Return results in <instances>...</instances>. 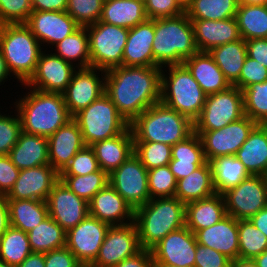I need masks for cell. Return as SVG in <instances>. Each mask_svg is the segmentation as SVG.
Segmentation results:
<instances>
[{
    "label": "cell",
    "mask_w": 267,
    "mask_h": 267,
    "mask_svg": "<svg viewBox=\"0 0 267 267\" xmlns=\"http://www.w3.org/2000/svg\"><path fill=\"white\" fill-rule=\"evenodd\" d=\"M153 267H175V266H170V265L163 264V263H154Z\"/></svg>",
    "instance_id": "69"
},
{
    "label": "cell",
    "mask_w": 267,
    "mask_h": 267,
    "mask_svg": "<svg viewBox=\"0 0 267 267\" xmlns=\"http://www.w3.org/2000/svg\"><path fill=\"white\" fill-rule=\"evenodd\" d=\"M192 0H176V2L184 9L186 10L190 3H191Z\"/></svg>",
    "instance_id": "68"
},
{
    "label": "cell",
    "mask_w": 267,
    "mask_h": 267,
    "mask_svg": "<svg viewBox=\"0 0 267 267\" xmlns=\"http://www.w3.org/2000/svg\"><path fill=\"white\" fill-rule=\"evenodd\" d=\"M100 169L97 158L90 146H85L70 160L60 175H87Z\"/></svg>",
    "instance_id": "50"
},
{
    "label": "cell",
    "mask_w": 267,
    "mask_h": 267,
    "mask_svg": "<svg viewBox=\"0 0 267 267\" xmlns=\"http://www.w3.org/2000/svg\"><path fill=\"white\" fill-rule=\"evenodd\" d=\"M151 250L141 249L137 254L124 259L114 267H153Z\"/></svg>",
    "instance_id": "58"
},
{
    "label": "cell",
    "mask_w": 267,
    "mask_h": 267,
    "mask_svg": "<svg viewBox=\"0 0 267 267\" xmlns=\"http://www.w3.org/2000/svg\"><path fill=\"white\" fill-rule=\"evenodd\" d=\"M60 180L78 197L89 203L93 196L109 183V174L99 169L87 175H60Z\"/></svg>",
    "instance_id": "43"
},
{
    "label": "cell",
    "mask_w": 267,
    "mask_h": 267,
    "mask_svg": "<svg viewBox=\"0 0 267 267\" xmlns=\"http://www.w3.org/2000/svg\"><path fill=\"white\" fill-rule=\"evenodd\" d=\"M227 216L222 194L212 196L185 204V226L193 233L221 221Z\"/></svg>",
    "instance_id": "29"
},
{
    "label": "cell",
    "mask_w": 267,
    "mask_h": 267,
    "mask_svg": "<svg viewBox=\"0 0 267 267\" xmlns=\"http://www.w3.org/2000/svg\"><path fill=\"white\" fill-rule=\"evenodd\" d=\"M73 119L81 130L86 146L118 136L130 125L105 93L76 113Z\"/></svg>",
    "instance_id": "8"
},
{
    "label": "cell",
    "mask_w": 267,
    "mask_h": 267,
    "mask_svg": "<svg viewBox=\"0 0 267 267\" xmlns=\"http://www.w3.org/2000/svg\"><path fill=\"white\" fill-rule=\"evenodd\" d=\"M264 179V184H265V189H266V200H267V174L263 176Z\"/></svg>",
    "instance_id": "70"
},
{
    "label": "cell",
    "mask_w": 267,
    "mask_h": 267,
    "mask_svg": "<svg viewBox=\"0 0 267 267\" xmlns=\"http://www.w3.org/2000/svg\"><path fill=\"white\" fill-rule=\"evenodd\" d=\"M197 241L186 226L170 232L150 250L154 263L175 267H194Z\"/></svg>",
    "instance_id": "17"
},
{
    "label": "cell",
    "mask_w": 267,
    "mask_h": 267,
    "mask_svg": "<svg viewBox=\"0 0 267 267\" xmlns=\"http://www.w3.org/2000/svg\"><path fill=\"white\" fill-rule=\"evenodd\" d=\"M231 267H258L253 259L238 258L231 261Z\"/></svg>",
    "instance_id": "64"
},
{
    "label": "cell",
    "mask_w": 267,
    "mask_h": 267,
    "mask_svg": "<svg viewBox=\"0 0 267 267\" xmlns=\"http://www.w3.org/2000/svg\"><path fill=\"white\" fill-rule=\"evenodd\" d=\"M144 5L148 19L171 18L185 13L176 0H144Z\"/></svg>",
    "instance_id": "53"
},
{
    "label": "cell",
    "mask_w": 267,
    "mask_h": 267,
    "mask_svg": "<svg viewBox=\"0 0 267 267\" xmlns=\"http://www.w3.org/2000/svg\"><path fill=\"white\" fill-rule=\"evenodd\" d=\"M8 26V23L5 22L1 17H0V46H1V42L3 40V35L5 32L6 27Z\"/></svg>",
    "instance_id": "67"
},
{
    "label": "cell",
    "mask_w": 267,
    "mask_h": 267,
    "mask_svg": "<svg viewBox=\"0 0 267 267\" xmlns=\"http://www.w3.org/2000/svg\"><path fill=\"white\" fill-rule=\"evenodd\" d=\"M236 20L241 38H267V5H238Z\"/></svg>",
    "instance_id": "40"
},
{
    "label": "cell",
    "mask_w": 267,
    "mask_h": 267,
    "mask_svg": "<svg viewBox=\"0 0 267 267\" xmlns=\"http://www.w3.org/2000/svg\"><path fill=\"white\" fill-rule=\"evenodd\" d=\"M32 253L27 233L10 226L0 237V261L17 267Z\"/></svg>",
    "instance_id": "41"
},
{
    "label": "cell",
    "mask_w": 267,
    "mask_h": 267,
    "mask_svg": "<svg viewBox=\"0 0 267 267\" xmlns=\"http://www.w3.org/2000/svg\"><path fill=\"white\" fill-rule=\"evenodd\" d=\"M9 156L19 170L50 164L48 139L44 136L22 131Z\"/></svg>",
    "instance_id": "31"
},
{
    "label": "cell",
    "mask_w": 267,
    "mask_h": 267,
    "mask_svg": "<svg viewBox=\"0 0 267 267\" xmlns=\"http://www.w3.org/2000/svg\"><path fill=\"white\" fill-rule=\"evenodd\" d=\"M206 95L224 91L232 86L216 65L209 52L198 51L183 62Z\"/></svg>",
    "instance_id": "27"
},
{
    "label": "cell",
    "mask_w": 267,
    "mask_h": 267,
    "mask_svg": "<svg viewBox=\"0 0 267 267\" xmlns=\"http://www.w3.org/2000/svg\"><path fill=\"white\" fill-rule=\"evenodd\" d=\"M89 215L110 226L125 225L134 221V209L110 183L97 192L89 202Z\"/></svg>",
    "instance_id": "22"
},
{
    "label": "cell",
    "mask_w": 267,
    "mask_h": 267,
    "mask_svg": "<svg viewBox=\"0 0 267 267\" xmlns=\"http://www.w3.org/2000/svg\"><path fill=\"white\" fill-rule=\"evenodd\" d=\"M79 265L80 262L66 246L45 253V267H78Z\"/></svg>",
    "instance_id": "56"
},
{
    "label": "cell",
    "mask_w": 267,
    "mask_h": 267,
    "mask_svg": "<svg viewBox=\"0 0 267 267\" xmlns=\"http://www.w3.org/2000/svg\"><path fill=\"white\" fill-rule=\"evenodd\" d=\"M209 54L213 57L225 78L233 85L239 79L247 56L245 40L241 38L234 42L219 45L212 48Z\"/></svg>",
    "instance_id": "36"
},
{
    "label": "cell",
    "mask_w": 267,
    "mask_h": 267,
    "mask_svg": "<svg viewBox=\"0 0 267 267\" xmlns=\"http://www.w3.org/2000/svg\"><path fill=\"white\" fill-rule=\"evenodd\" d=\"M10 226L28 233L49 216L46 201L7 199Z\"/></svg>",
    "instance_id": "35"
},
{
    "label": "cell",
    "mask_w": 267,
    "mask_h": 267,
    "mask_svg": "<svg viewBox=\"0 0 267 267\" xmlns=\"http://www.w3.org/2000/svg\"><path fill=\"white\" fill-rule=\"evenodd\" d=\"M194 234L198 244L212 248L231 260L238 259V220L234 217L227 215L213 226L197 230Z\"/></svg>",
    "instance_id": "25"
},
{
    "label": "cell",
    "mask_w": 267,
    "mask_h": 267,
    "mask_svg": "<svg viewBox=\"0 0 267 267\" xmlns=\"http://www.w3.org/2000/svg\"><path fill=\"white\" fill-rule=\"evenodd\" d=\"M134 142H161L173 146L194 133V122L161 102L147 108L130 125Z\"/></svg>",
    "instance_id": "4"
},
{
    "label": "cell",
    "mask_w": 267,
    "mask_h": 267,
    "mask_svg": "<svg viewBox=\"0 0 267 267\" xmlns=\"http://www.w3.org/2000/svg\"><path fill=\"white\" fill-rule=\"evenodd\" d=\"M147 19L144 0H105L99 21L131 29Z\"/></svg>",
    "instance_id": "33"
},
{
    "label": "cell",
    "mask_w": 267,
    "mask_h": 267,
    "mask_svg": "<svg viewBox=\"0 0 267 267\" xmlns=\"http://www.w3.org/2000/svg\"><path fill=\"white\" fill-rule=\"evenodd\" d=\"M267 81V68L257 60L246 56L239 79L233 84L241 91L252 84Z\"/></svg>",
    "instance_id": "52"
},
{
    "label": "cell",
    "mask_w": 267,
    "mask_h": 267,
    "mask_svg": "<svg viewBox=\"0 0 267 267\" xmlns=\"http://www.w3.org/2000/svg\"><path fill=\"white\" fill-rule=\"evenodd\" d=\"M206 162L201 138L195 132L172 146L168 166L176 181L187 177Z\"/></svg>",
    "instance_id": "30"
},
{
    "label": "cell",
    "mask_w": 267,
    "mask_h": 267,
    "mask_svg": "<svg viewBox=\"0 0 267 267\" xmlns=\"http://www.w3.org/2000/svg\"><path fill=\"white\" fill-rule=\"evenodd\" d=\"M155 36V19H147L129 29L123 50L122 66L153 67L152 43Z\"/></svg>",
    "instance_id": "26"
},
{
    "label": "cell",
    "mask_w": 267,
    "mask_h": 267,
    "mask_svg": "<svg viewBox=\"0 0 267 267\" xmlns=\"http://www.w3.org/2000/svg\"><path fill=\"white\" fill-rule=\"evenodd\" d=\"M10 227L9 207L6 196L0 195V237Z\"/></svg>",
    "instance_id": "60"
},
{
    "label": "cell",
    "mask_w": 267,
    "mask_h": 267,
    "mask_svg": "<svg viewBox=\"0 0 267 267\" xmlns=\"http://www.w3.org/2000/svg\"><path fill=\"white\" fill-rule=\"evenodd\" d=\"M238 258L254 259L267 249V237L252 222L238 220Z\"/></svg>",
    "instance_id": "44"
},
{
    "label": "cell",
    "mask_w": 267,
    "mask_h": 267,
    "mask_svg": "<svg viewBox=\"0 0 267 267\" xmlns=\"http://www.w3.org/2000/svg\"><path fill=\"white\" fill-rule=\"evenodd\" d=\"M216 193L237 186L250 174L236 156H220L209 161Z\"/></svg>",
    "instance_id": "37"
},
{
    "label": "cell",
    "mask_w": 267,
    "mask_h": 267,
    "mask_svg": "<svg viewBox=\"0 0 267 267\" xmlns=\"http://www.w3.org/2000/svg\"><path fill=\"white\" fill-rule=\"evenodd\" d=\"M86 28L91 67L107 71L122 66L123 50L129 29L100 21Z\"/></svg>",
    "instance_id": "9"
},
{
    "label": "cell",
    "mask_w": 267,
    "mask_h": 267,
    "mask_svg": "<svg viewBox=\"0 0 267 267\" xmlns=\"http://www.w3.org/2000/svg\"><path fill=\"white\" fill-rule=\"evenodd\" d=\"M54 47L55 55L75 65V67H91L89 38L86 27H79L71 35L55 44Z\"/></svg>",
    "instance_id": "38"
},
{
    "label": "cell",
    "mask_w": 267,
    "mask_h": 267,
    "mask_svg": "<svg viewBox=\"0 0 267 267\" xmlns=\"http://www.w3.org/2000/svg\"><path fill=\"white\" fill-rule=\"evenodd\" d=\"M256 125L255 121L245 115L218 130L204 131L200 138L206 161L220 156H235Z\"/></svg>",
    "instance_id": "13"
},
{
    "label": "cell",
    "mask_w": 267,
    "mask_h": 267,
    "mask_svg": "<svg viewBox=\"0 0 267 267\" xmlns=\"http://www.w3.org/2000/svg\"><path fill=\"white\" fill-rule=\"evenodd\" d=\"M176 179L168 165L148 170L150 199L174 197Z\"/></svg>",
    "instance_id": "47"
},
{
    "label": "cell",
    "mask_w": 267,
    "mask_h": 267,
    "mask_svg": "<svg viewBox=\"0 0 267 267\" xmlns=\"http://www.w3.org/2000/svg\"><path fill=\"white\" fill-rule=\"evenodd\" d=\"M25 24L41 46L52 47L80 27L66 11H32Z\"/></svg>",
    "instance_id": "21"
},
{
    "label": "cell",
    "mask_w": 267,
    "mask_h": 267,
    "mask_svg": "<svg viewBox=\"0 0 267 267\" xmlns=\"http://www.w3.org/2000/svg\"><path fill=\"white\" fill-rule=\"evenodd\" d=\"M267 237V206L249 219Z\"/></svg>",
    "instance_id": "61"
},
{
    "label": "cell",
    "mask_w": 267,
    "mask_h": 267,
    "mask_svg": "<svg viewBox=\"0 0 267 267\" xmlns=\"http://www.w3.org/2000/svg\"><path fill=\"white\" fill-rule=\"evenodd\" d=\"M103 2V0H68L66 12L80 27H86L100 20Z\"/></svg>",
    "instance_id": "48"
},
{
    "label": "cell",
    "mask_w": 267,
    "mask_h": 267,
    "mask_svg": "<svg viewBox=\"0 0 267 267\" xmlns=\"http://www.w3.org/2000/svg\"><path fill=\"white\" fill-rule=\"evenodd\" d=\"M141 249L134 221L125 225L110 226L92 265L114 267L124 259L137 254Z\"/></svg>",
    "instance_id": "14"
},
{
    "label": "cell",
    "mask_w": 267,
    "mask_h": 267,
    "mask_svg": "<svg viewBox=\"0 0 267 267\" xmlns=\"http://www.w3.org/2000/svg\"><path fill=\"white\" fill-rule=\"evenodd\" d=\"M105 73L106 71L95 67L78 68L74 72L68 87L62 93L66 107L72 116L105 93Z\"/></svg>",
    "instance_id": "16"
},
{
    "label": "cell",
    "mask_w": 267,
    "mask_h": 267,
    "mask_svg": "<svg viewBox=\"0 0 267 267\" xmlns=\"http://www.w3.org/2000/svg\"><path fill=\"white\" fill-rule=\"evenodd\" d=\"M78 267H95L92 264H84V263H80V265Z\"/></svg>",
    "instance_id": "72"
},
{
    "label": "cell",
    "mask_w": 267,
    "mask_h": 267,
    "mask_svg": "<svg viewBox=\"0 0 267 267\" xmlns=\"http://www.w3.org/2000/svg\"><path fill=\"white\" fill-rule=\"evenodd\" d=\"M78 69L54 53L42 51L36 71L25 88L37 89L44 92L63 93L68 87L74 72Z\"/></svg>",
    "instance_id": "18"
},
{
    "label": "cell",
    "mask_w": 267,
    "mask_h": 267,
    "mask_svg": "<svg viewBox=\"0 0 267 267\" xmlns=\"http://www.w3.org/2000/svg\"><path fill=\"white\" fill-rule=\"evenodd\" d=\"M226 255L197 243L194 267H231Z\"/></svg>",
    "instance_id": "54"
},
{
    "label": "cell",
    "mask_w": 267,
    "mask_h": 267,
    "mask_svg": "<svg viewBox=\"0 0 267 267\" xmlns=\"http://www.w3.org/2000/svg\"><path fill=\"white\" fill-rule=\"evenodd\" d=\"M49 216L66 232L89 215V203L73 193L61 180L46 200Z\"/></svg>",
    "instance_id": "19"
},
{
    "label": "cell",
    "mask_w": 267,
    "mask_h": 267,
    "mask_svg": "<svg viewBox=\"0 0 267 267\" xmlns=\"http://www.w3.org/2000/svg\"><path fill=\"white\" fill-rule=\"evenodd\" d=\"M238 0H192L185 10L189 19L226 20L236 17Z\"/></svg>",
    "instance_id": "42"
},
{
    "label": "cell",
    "mask_w": 267,
    "mask_h": 267,
    "mask_svg": "<svg viewBox=\"0 0 267 267\" xmlns=\"http://www.w3.org/2000/svg\"><path fill=\"white\" fill-rule=\"evenodd\" d=\"M17 267H45V253L32 252Z\"/></svg>",
    "instance_id": "62"
},
{
    "label": "cell",
    "mask_w": 267,
    "mask_h": 267,
    "mask_svg": "<svg viewBox=\"0 0 267 267\" xmlns=\"http://www.w3.org/2000/svg\"><path fill=\"white\" fill-rule=\"evenodd\" d=\"M14 114L15 117L9 113L2 115L0 112V155H9L22 132L19 115L15 112Z\"/></svg>",
    "instance_id": "49"
},
{
    "label": "cell",
    "mask_w": 267,
    "mask_h": 267,
    "mask_svg": "<svg viewBox=\"0 0 267 267\" xmlns=\"http://www.w3.org/2000/svg\"><path fill=\"white\" fill-rule=\"evenodd\" d=\"M165 67L169 72L166 68L161 72L160 102L194 122L202 112L207 95L183 64Z\"/></svg>",
    "instance_id": "6"
},
{
    "label": "cell",
    "mask_w": 267,
    "mask_h": 267,
    "mask_svg": "<svg viewBox=\"0 0 267 267\" xmlns=\"http://www.w3.org/2000/svg\"><path fill=\"white\" fill-rule=\"evenodd\" d=\"M109 183L134 210L150 200L148 170L134 153L109 174Z\"/></svg>",
    "instance_id": "11"
},
{
    "label": "cell",
    "mask_w": 267,
    "mask_h": 267,
    "mask_svg": "<svg viewBox=\"0 0 267 267\" xmlns=\"http://www.w3.org/2000/svg\"><path fill=\"white\" fill-rule=\"evenodd\" d=\"M60 174L50 165L22 169L6 199L46 201Z\"/></svg>",
    "instance_id": "20"
},
{
    "label": "cell",
    "mask_w": 267,
    "mask_h": 267,
    "mask_svg": "<svg viewBox=\"0 0 267 267\" xmlns=\"http://www.w3.org/2000/svg\"><path fill=\"white\" fill-rule=\"evenodd\" d=\"M97 158L100 169L110 174L134 153V136L129 126L122 134L97 141L90 145Z\"/></svg>",
    "instance_id": "28"
},
{
    "label": "cell",
    "mask_w": 267,
    "mask_h": 267,
    "mask_svg": "<svg viewBox=\"0 0 267 267\" xmlns=\"http://www.w3.org/2000/svg\"><path fill=\"white\" fill-rule=\"evenodd\" d=\"M244 113L257 124H267V81L242 90Z\"/></svg>",
    "instance_id": "45"
},
{
    "label": "cell",
    "mask_w": 267,
    "mask_h": 267,
    "mask_svg": "<svg viewBox=\"0 0 267 267\" xmlns=\"http://www.w3.org/2000/svg\"><path fill=\"white\" fill-rule=\"evenodd\" d=\"M110 225L88 215L78 225L66 232V247L80 263L92 264Z\"/></svg>",
    "instance_id": "15"
},
{
    "label": "cell",
    "mask_w": 267,
    "mask_h": 267,
    "mask_svg": "<svg viewBox=\"0 0 267 267\" xmlns=\"http://www.w3.org/2000/svg\"><path fill=\"white\" fill-rule=\"evenodd\" d=\"M245 116L243 93L232 85L224 91L206 96L200 116L194 121V132L218 130Z\"/></svg>",
    "instance_id": "10"
},
{
    "label": "cell",
    "mask_w": 267,
    "mask_h": 267,
    "mask_svg": "<svg viewBox=\"0 0 267 267\" xmlns=\"http://www.w3.org/2000/svg\"><path fill=\"white\" fill-rule=\"evenodd\" d=\"M28 90L30 92L15 102V112L19 115L23 132L48 138L73 119L63 94Z\"/></svg>",
    "instance_id": "2"
},
{
    "label": "cell",
    "mask_w": 267,
    "mask_h": 267,
    "mask_svg": "<svg viewBox=\"0 0 267 267\" xmlns=\"http://www.w3.org/2000/svg\"><path fill=\"white\" fill-rule=\"evenodd\" d=\"M43 47L25 23L6 27L0 49L10 74L21 86L35 73Z\"/></svg>",
    "instance_id": "7"
},
{
    "label": "cell",
    "mask_w": 267,
    "mask_h": 267,
    "mask_svg": "<svg viewBox=\"0 0 267 267\" xmlns=\"http://www.w3.org/2000/svg\"><path fill=\"white\" fill-rule=\"evenodd\" d=\"M161 67L119 66L105 73V94L131 124L161 100Z\"/></svg>",
    "instance_id": "1"
},
{
    "label": "cell",
    "mask_w": 267,
    "mask_h": 267,
    "mask_svg": "<svg viewBox=\"0 0 267 267\" xmlns=\"http://www.w3.org/2000/svg\"><path fill=\"white\" fill-rule=\"evenodd\" d=\"M211 166L206 161L187 177L177 180L175 197L187 204L215 194Z\"/></svg>",
    "instance_id": "34"
},
{
    "label": "cell",
    "mask_w": 267,
    "mask_h": 267,
    "mask_svg": "<svg viewBox=\"0 0 267 267\" xmlns=\"http://www.w3.org/2000/svg\"><path fill=\"white\" fill-rule=\"evenodd\" d=\"M134 222L141 248L150 250L170 232L185 226V204L175 196L150 199L134 210Z\"/></svg>",
    "instance_id": "3"
},
{
    "label": "cell",
    "mask_w": 267,
    "mask_h": 267,
    "mask_svg": "<svg viewBox=\"0 0 267 267\" xmlns=\"http://www.w3.org/2000/svg\"><path fill=\"white\" fill-rule=\"evenodd\" d=\"M47 139L49 163L59 174L77 152L86 146L81 130L74 119L61 126Z\"/></svg>",
    "instance_id": "23"
},
{
    "label": "cell",
    "mask_w": 267,
    "mask_h": 267,
    "mask_svg": "<svg viewBox=\"0 0 267 267\" xmlns=\"http://www.w3.org/2000/svg\"><path fill=\"white\" fill-rule=\"evenodd\" d=\"M227 215L247 220L267 206L263 176L250 175L222 193Z\"/></svg>",
    "instance_id": "12"
},
{
    "label": "cell",
    "mask_w": 267,
    "mask_h": 267,
    "mask_svg": "<svg viewBox=\"0 0 267 267\" xmlns=\"http://www.w3.org/2000/svg\"><path fill=\"white\" fill-rule=\"evenodd\" d=\"M247 56L267 68V38L246 40Z\"/></svg>",
    "instance_id": "57"
},
{
    "label": "cell",
    "mask_w": 267,
    "mask_h": 267,
    "mask_svg": "<svg viewBox=\"0 0 267 267\" xmlns=\"http://www.w3.org/2000/svg\"><path fill=\"white\" fill-rule=\"evenodd\" d=\"M8 76L11 77V74H10L8 68H7L6 61H5L4 57H3L2 51L0 49V86L2 84H4V82H6V79H8Z\"/></svg>",
    "instance_id": "63"
},
{
    "label": "cell",
    "mask_w": 267,
    "mask_h": 267,
    "mask_svg": "<svg viewBox=\"0 0 267 267\" xmlns=\"http://www.w3.org/2000/svg\"><path fill=\"white\" fill-rule=\"evenodd\" d=\"M154 67L181 65L198 52L191 20L186 13L171 18L155 19L152 43Z\"/></svg>",
    "instance_id": "5"
},
{
    "label": "cell",
    "mask_w": 267,
    "mask_h": 267,
    "mask_svg": "<svg viewBox=\"0 0 267 267\" xmlns=\"http://www.w3.org/2000/svg\"><path fill=\"white\" fill-rule=\"evenodd\" d=\"M172 146L161 142H134V154L147 170L168 165Z\"/></svg>",
    "instance_id": "46"
},
{
    "label": "cell",
    "mask_w": 267,
    "mask_h": 267,
    "mask_svg": "<svg viewBox=\"0 0 267 267\" xmlns=\"http://www.w3.org/2000/svg\"><path fill=\"white\" fill-rule=\"evenodd\" d=\"M20 171L9 155H0V195L6 196L10 192Z\"/></svg>",
    "instance_id": "55"
},
{
    "label": "cell",
    "mask_w": 267,
    "mask_h": 267,
    "mask_svg": "<svg viewBox=\"0 0 267 267\" xmlns=\"http://www.w3.org/2000/svg\"><path fill=\"white\" fill-rule=\"evenodd\" d=\"M235 156L250 175L267 174V124H257Z\"/></svg>",
    "instance_id": "32"
},
{
    "label": "cell",
    "mask_w": 267,
    "mask_h": 267,
    "mask_svg": "<svg viewBox=\"0 0 267 267\" xmlns=\"http://www.w3.org/2000/svg\"><path fill=\"white\" fill-rule=\"evenodd\" d=\"M33 11H66L68 0H31Z\"/></svg>",
    "instance_id": "59"
},
{
    "label": "cell",
    "mask_w": 267,
    "mask_h": 267,
    "mask_svg": "<svg viewBox=\"0 0 267 267\" xmlns=\"http://www.w3.org/2000/svg\"><path fill=\"white\" fill-rule=\"evenodd\" d=\"M258 267H267V249L253 259Z\"/></svg>",
    "instance_id": "65"
},
{
    "label": "cell",
    "mask_w": 267,
    "mask_h": 267,
    "mask_svg": "<svg viewBox=\"0 0 267 267\" xmlns=\"http://www.w3.org/2000/svg\"><path fill=\"white\" fill-rule=\"evenodd\" d=\"M0 267H15V266H12V265H9L5 262L0 261Z\"/></svg>",
    "instance_id": "71"
},
{
    "label": "cell",
    "mask_w": 267,
    "mask_h": 267,
    "mask_svg": "<svg viewBox=\"0 0 267 267\" xmlns=\"http://www.w3.org/2000/svg\"><path fill=\"white\" fill-rule=\"evenodd\" d=\"M196 47L200 52L241 39L236 17L226 20L190 19Z\"/></svg>",
    "instance_id": "24"
},
{
    "label": "cell",
    "mask_w": 267,
    "mask_h": 267,
    "mask_svg": "<svg viewBox=\"0 0 267 267\" xmlns=\"http://www.w3.org/2000/svg\"><path fill=\"white\" fill-rule=\"evenodd\" d=\"M239 5H267V0H238Z\"/></svg>",
    "instance_id": "66"
},
{
    "label": "cell",
    "mask_w": 267,
    "mask_h": 267,
    "mask_svg": "<svg viewBox=\"0 0 267 267\" xmlns=\"http://www.w3.org/2000/svg\"><path fill=\"white\" fill-rule=\"evenodd\" d=\"M29 244L34 253H47L66 246V231L50 216L28 233Z\"/></svg>",
    "instance_id": "39"
},
{
    "label": "cell",
    "mask_w": 267,
    "mask_h": 267,
    "mask_svg": "<svg viewBox=\"0 0 267 267\" xmlns=\"http://www.w3.org/2000/svg\"><path fill=\"white\" fill-rule=\"evenodd\" d=\"M32 11L31 0H0V17L8 24L26 23Z\"/></svg>",
    "instance_id": "51"
}]
</instances>
